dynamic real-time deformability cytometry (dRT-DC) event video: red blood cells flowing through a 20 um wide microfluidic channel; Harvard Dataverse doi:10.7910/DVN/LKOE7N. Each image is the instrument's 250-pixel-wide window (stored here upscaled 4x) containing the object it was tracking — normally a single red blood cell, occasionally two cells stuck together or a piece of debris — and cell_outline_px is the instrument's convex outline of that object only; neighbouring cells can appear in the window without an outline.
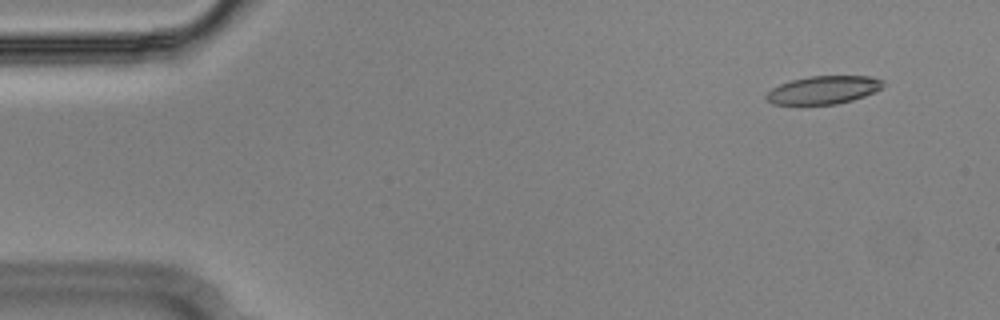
{"species": "Egyptian fruit bat (a non-hibernating species)", "species_latin": "Rousettus aegyptiacus", "temperature_condition": "cold", "stored_images_in_passage": 56, "camera_frame_rate_fps": 3000, "um_per_image_px": 0.085, "animal": {"sex": "male"}, "frame": {"image": 1, "passage_image": 5, "time_ms": 1.333, "image_size_px": [1000, 320], "cell_outline_px": [[884, 84], [876, 92], [852, 100], [836, 104], [800, 108], [772, 104], [764, 96], [772, 88], [780, 84], [792, 80], [812, 76], [868, 76], [884, 80]], "centroid_in_image_um": [69.92, 7.7], "position_along_channel_um": 15.1, "area_um2": 19.88}}
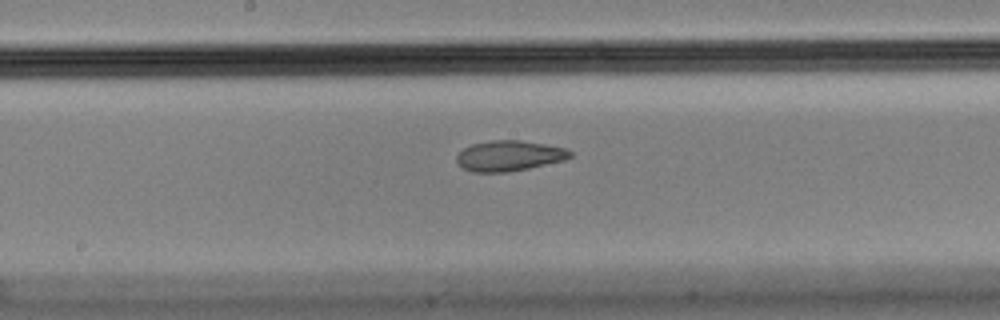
{"frame": {"image": 2, "passage_image": 29, "time_ms": 9.333, "image_size_px": [1000, 320], "cell_outline_px": [[572, 156], [564, 160], [528, 168], [508, 172], [472, 172], [456, 164], [456, 156], [464, 148], [472, 144], [492, 140], [520, 140], [568, 148], [572, 152]], "centroid_in_image_um": [43.27, 13.24], "position_along_channel_um": 204.9, "area_um2": 20.17}}
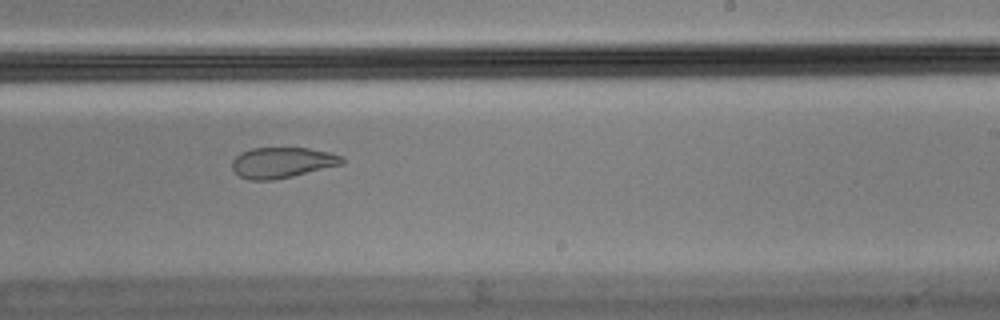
{"frame": {"image": 3, "passage_image": 34, "time_ms": 11.0, "image_size_px": [1000, 320], "cell_outline_px": [[344, 164], [292, 176], [272, 180], [252, 180], [240, 176], [232, 168], [232, 160], [240, 152], [252, 148], [308, 148], [332, 152], [340, 156], [344, 160]], "centroid_in_image_um": [23.99, 13.81], "position_along_channel_um": 265.0, "area_um2": 19.59}, "authors_computed_cell_mechanics": {"area_um2": 20.6635, "velocity_mm_per_s": 3.6267, "shape_relaxation_time_tau1_ms": null, "shape_relaxation_time_tau2_ms": 2.0155, "deformation_change_tau1": null, "deformation_change_tau2": 0.076}}